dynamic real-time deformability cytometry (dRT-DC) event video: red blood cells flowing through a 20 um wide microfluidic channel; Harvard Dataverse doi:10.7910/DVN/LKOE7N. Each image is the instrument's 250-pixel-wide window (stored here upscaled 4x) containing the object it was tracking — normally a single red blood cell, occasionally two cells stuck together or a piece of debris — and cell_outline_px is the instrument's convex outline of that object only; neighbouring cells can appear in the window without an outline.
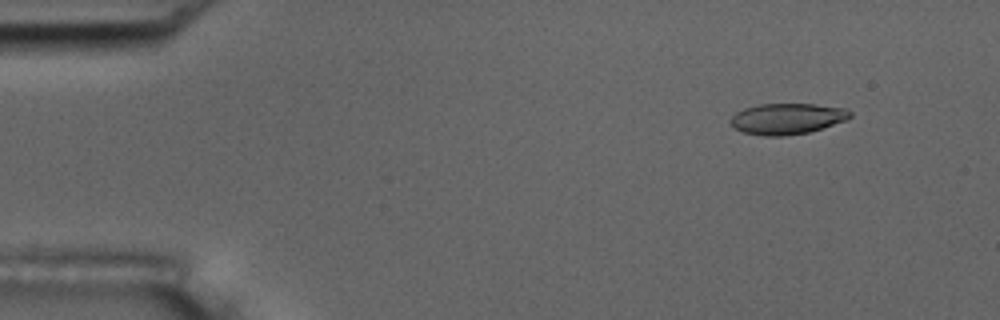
{"species": "common noctule bat (a hibernating species)", "species_latin": "Nyctalus noctula", "temperature_condition": "room temperature", "stored_images_in_passage": 54, "camera_frame_rate_fps": 3000, "um_per_image_px": 0.085, "animal": {"sex": "male", "body_mass_g": 17.5, "forearm_length_mm": 52.3}, "frame": {"image": 1, "passage_image": 6, "time_ms": 1.667, "image_size_px": [1000, 320], "cell_outline_px": [[852, 116], [848, 120], [808, 132], [784, 136], [764, 136], [744, 132], [736, 128], [728, 120], [736, 112], [744, 108], [760, 104], [816, 104], [848, 108], [852, 112]], "centroid_in_image_um": [66.95, 10.08], "position_along_channel_um": 18.1, "area_um2": 21.68}}
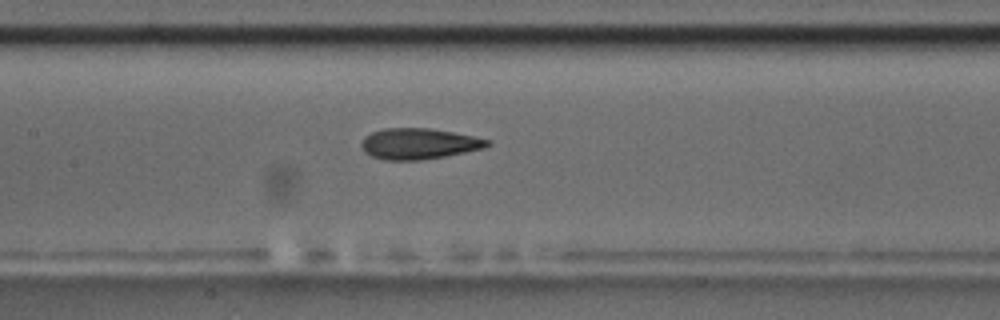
{"frame": {"image": 2, "passage_image": 26, "time_ms": 8.333, "image_size_px": [1000, 320], "cell_outline_px": [[492, 144], [484, 148], [444, 156], [420, 160], [384, 160], [372, 156], [364, 152], [360, 144], [364, 136], [372, 132], [384, 128], [428, 128], [452, 132], [492, 140]], "centroid_in_image_um": [35.58, 12.21], "position_along_channel_um": 171.8, "area_um2": 22.66}}
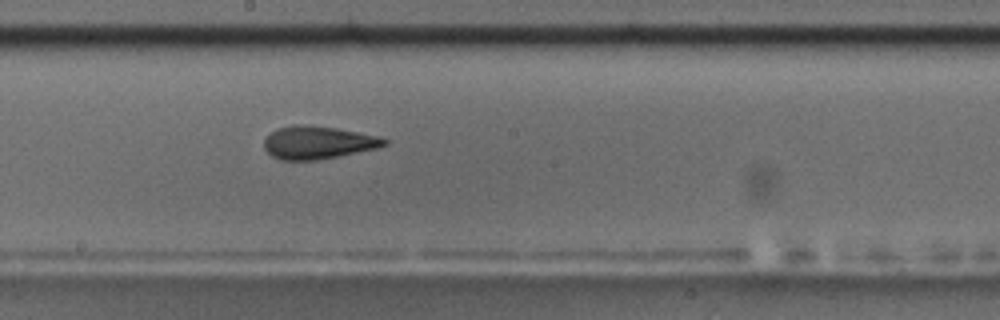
{"frame": {"image": 3, "passage_image": 30, "time_ms": 9.667, "image_size_px": [1000, 320], "cell_outline_px": [[388, 144], [376, 148], [316, 160], [280, 160], [272, 156], [264, 148], [264, 140], [272, 132], [280, 128], [292, 124], [300, 124], [336, 128], [380, 136], [388, 140]], "centroid_in_image_um": [27.02, 12.11], "position_along_channel_um": 221.2, "area_um2": 22.77}, "authors_computed_cell_mechanics": {"area_um2": 22.6576, "velocity_mm_per_s": 3.728, "shape_relaxation_time_tau1_ms": 8.3538, "shape_relaxation_time_tau2_ms": 2.3941, "deformation_change_tau1": 0.2228, "deformation_change_tau2": 0.104}}